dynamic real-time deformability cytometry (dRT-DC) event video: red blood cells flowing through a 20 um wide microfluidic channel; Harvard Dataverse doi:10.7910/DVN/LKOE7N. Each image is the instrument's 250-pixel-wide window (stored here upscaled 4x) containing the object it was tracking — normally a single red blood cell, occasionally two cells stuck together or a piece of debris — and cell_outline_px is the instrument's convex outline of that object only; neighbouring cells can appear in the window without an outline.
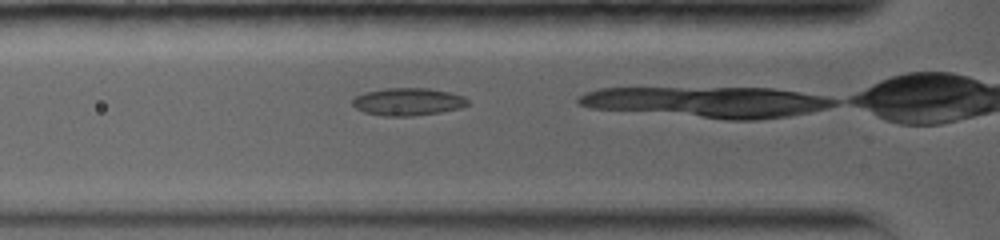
{"species": "common noctule bat (a hibernating species)", "species_latin": "Nyctalus noctula", "temperature_condition": "warm", "stored_images_in_passage": 2, "camera_frame_rate_fps": 5000, "um_per_image_px": 0.085, "animal": {"sex": "female", "body_mass_g": 19.0, "forearm_length_mm": 56.7}, "frame": {"image": 1, "passage_image": 2, "time_ms": 0.8, "image_size_px": [1000, 240], "cell_outline_px": [[468, 104], [460, 108], [440, 112], [412, 116], [384, 116], [364, 112], [356, 108], [352, 104], [352, 100], [356, 96], [364, 92], [388, 88], [428, 88], [448, 92], [464, 96], [468, 100]], "centroid_in_image_um": [34.66, 8.65], "position_along_channel_um": 91.1, "area_um2": 18.44}}